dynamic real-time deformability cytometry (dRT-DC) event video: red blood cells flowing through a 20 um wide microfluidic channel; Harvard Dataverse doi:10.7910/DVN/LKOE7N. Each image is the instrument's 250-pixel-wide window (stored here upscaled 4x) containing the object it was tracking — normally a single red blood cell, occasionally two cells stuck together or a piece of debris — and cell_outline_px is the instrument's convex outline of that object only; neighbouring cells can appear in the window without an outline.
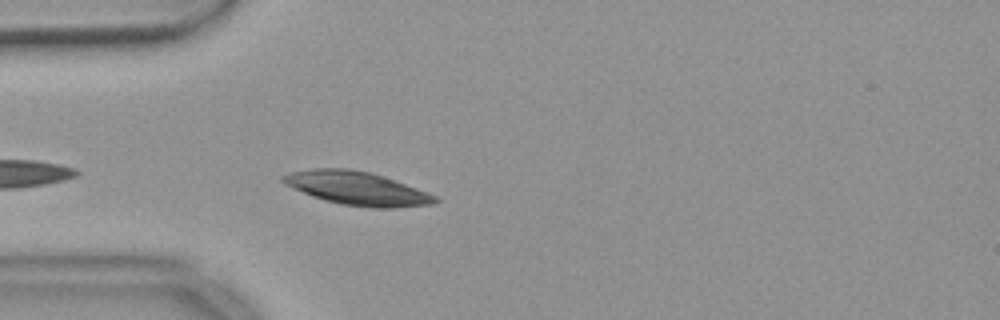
{"species": "common noctule bat (a hibernating species)", "species_latin": "Nyctalus noctula", "temperature_condition": "warm", "stored_images_in_passage": 19, "camera_frame_rate_fps": 3000, "um_per_image_px": 0.085, "animal": {"sex": "female", "body_mass_g": 18.4}, "frame": {"image": 1, "passage_image": 4, "time_ms": 1.0, "image_size_px": [1000, 320], "cell_outline_px": [[440, 200], [436, 204], [392, 208], [372, 208], [340, 204], [324, 200], [312, 196], [284, 184], [280, 180], [280, 176], [292, 172], [316, 168], [348, 168], [368, 172], [404, 184], [436, 196]], "centroid_in_image_um": [30.31, 16.02], "position_along_channel_um": 54.7, "area_um2": 29.3}}